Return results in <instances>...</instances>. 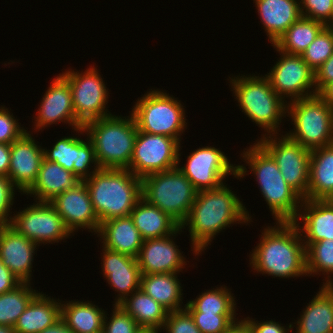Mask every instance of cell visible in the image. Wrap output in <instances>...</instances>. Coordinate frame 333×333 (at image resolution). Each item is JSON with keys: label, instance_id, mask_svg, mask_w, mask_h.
Instances as JSON below:
<instances>
[{"label": "cell", "instance_id": "c3c4849f", "mask_svg": "<svg viewBox=\"0 0 333 333\" xmlns=\"http://www.w3.org/2000/svg\"><path fill=\"white\" fill-rule=\"evenodd\" d=\"M11 144L0 143V175L8 176Z\"/></svg>", "mask_w": 333, "mask_h": 333}, {"label": "cell", "instance_id": "ee69618b", "mask_svg": "<svg viewBox=\"0 0 333 333\" xmlns=\"http://www.w3.org/2000/svg\"><path fill=\"white\" fill-rule=\"evenodd\" d=\"M162 329L166 333H202L186 309L169 312Z\"/></svg>", "mask_w": 333, "mask_h": 333}, {"label": "cell", "instance_id": "7c38bea8", "mask_svg": "<svg viewBox=\"0 0 333 333\" xmlns=\"http://www.w3.org/2000/svg\"><path fill=\"white\" fill-rule=\"evenodd\" d=\"M178 151L177 168L190 180L197 191L215 189L225 183V179L237 175V164L230 162L220 148L201 146L187 156L184 166L181 162V149Z\"/></svg>", "mask_w": 333, "mask_h": 333}, {"label": "cell", "instance_id": "d4e9b609", "mask_svg": "<svg viewBox=\"0 0 333 333\" xmlns=\"http://www.w3.org/2000/svg\"><path fill=\"white\" fill-rule=\"evenodd\" d=\"M297 319L296 333H333V286L321 285Z\"/></svg>", "mask_w": 333, "mask_h": 333}, {"label": "cell", "instance_id": "52a82bcc", "mask_svg": "<svg viewBox=\"0 0 333 333\" xmlns=\"http://www.w3.org/2000/svg\"><path fill=\"white\" fill-rule=\"evenodd\" d=\"M138 97L130 111L138 131L169 136L181 144V137L187 129L185 106L165 90L149 89Z\"/></svg>", "mask_w": 333, "mask_h": 333}, {"label": "cell", "instance_id": "83f0119b", "mask_svg": "<svg viewBox=\"0 0 333 333\" xmlns=\"http://www.w3.org/2000/svg\"><path fill=\"white\" fill-rule=\"evenodd\" d=\"M61 317V300L39 292L19 316L16 333H39Z\"/></svg>", "mask_w": 333, "mask_h": 333}, {"label": "cell", "instance_id": "f5cc1de1", "mask_svg": "<svg viewBox=\"0 0 333 333\" xmlns=\"http://www.w3.org/2000/svg\"><path fill=\"white\" fill-rule=\"evenodd\" d=\"M162 329L160 328H145V327H140V329L136 333H160Z\"/></svg>", "mask_w": 333, "mask_h": 333}, {"label": "cell", "instance_id": "30bf717a", "mask_svg": "<svg viewBox=\"0 0 333 333\" xmlns=\"http://www.w3.org/2000/svg\"><path fill=\"white\" fill-rule=\"evenodd\" d=\"M97 67L93 64L84 72L70 68L60 73L68 81L72 92L76 129L90 121L112 115L107 109L110 93Z\"/></svg>", "mask_w": 333, "mask_h": 333}, {"label": "cell", "instance_id": "3957f363", "mask_svg": "<svg viewBox=\"0 0 333 333\" xmlns=\"http://www.w3.org/2000/svg\"><path fill=\"white\" fill-rule=\"evenodd\" d=\"M240 158L245 163L237 164V175L234 178H245L249 172L246 168L248 166L274 220L293 222L298 216L303 198L286 183L272 156L256 141L243 149Z\"/></svg>", "mask_w": 333, "mask_h": 333}, {"label": "cell", "instance_id": "7a4b0ae2", "mask_svg": "<svg viewBox=\"0 0 333 333\" xmlns=\"http://www.w3.org/2000/svg\"><path fill=\"white\" fill-rule=\"evenodd\" d=\"M261 232L259 243L249 254V265L258 274L273 278L307 276L306 248L293 222H275Z\"/></svg>", "mask_w": 333, "mask_h": 333}, {"label": "cell", "instance_id": "603a6c76", "mask_svg": "<svg viewBox=\"0 0 333 333\" xmlns=\"http://www.w3.org/2000/svg\"><path fill=\"white\" fill-rule=\"evenodd\" d=\"M293 223L298 227L306 249L312 243L332 240L333 199H303L298 216Z\"/></svg>", "mask_w": 333, "mask_h": 333}, {"label": "cell", "instance_id": "44dd1931", "mask_svg": "<svg viewBox=\"0 0 333 333\" xmlns=\"http://www.w3.org/2000/svg\"><path fill=\"white\" fill-rule=\"evenodd\" d=\"M102 275L111 288L118 293L114 304L121 303L127 296L140 289L141 271L137 258L102 248Z\"/></svg>", "mask_w": 333, "mask_h": 333}, {"label": "cell", "instance_id": "4fadbf2b", "mask_svg": "<svg viewBox=\"0 0 333 333\" xmlns=\"http://www.w3.org/2000/svg\"><path fill=\"white\" fill-rule=\"evenodd\" d=\"M14 212L10 226L38 246L59 243L73 235L49 202L34 201Z\"/></svg>", "mask_w": 333, "mask_h": 333}, {"label": "cell", "instance_id": "5b68a950", "mask_svg": "<svg viewBox=\"0 0 333 333\" xmlns=\"http://www.w3.org/2000/svg\"><path fill=\"white\" fill-rule=\"evenodd\" d=\"M74 131L92 142L100 168L129 169L138 132L130 111L128 116L112 114L90 121Z\"/></svg>", "mask_w": 333, "mask_h": 333}, {"label": "cell", "instance_id": "d6986e66", "mask_svg": "<svg viewBox=\"0 0 333 333\" xmlns=\"http://www.w3.org/2000/svg\"><path fill=\"white\" fill-rule=\"evenodd\" d=\"M34 117V133L61 122L69 124L68 127H72V130L76 129L72 92L68 81L61 74L52 79Z\"/></svg>", "mask_w": 333, "mask_h": 333}, {"label": "cell", "instance_id": "f6af8a7d", "mask_svg": "<svg viewBox=\"0 0 333 333\" xmlns=\"http://www.w3.org/2000/svg\"><path fill=\"white\" fill-rule=\"evenodd\" d=\"M244 320L248 323L251 333H289L293 330L292 323L287 326L272 319L261 322L248 316Z\"/></svg>", "mask_w": 333, "mask_h": 333}, {"label": "cell", "instance_id": "4dcf8cb0", "mask_svg": "<svg viewBox=\"0 0 333 333\" xmlns=\"http://www.w3.org/2000/svg\"><path fill=\"white\" fill-rule=\"evenodd\" d=\"M84 301L61 300L60 318L74 333L103 332L106 311L92 301Z\"/></svg>", "mask_w": 333, "mask_h": 333}, {"label": "cell", "instance_id": "484cf974", "mask_svg": "<svg viewBox=\"0 0 333 333\" xmlns=\"http://www.w3.org/2000/svg\"><path fill=\"white\" fill-rule=\"evenodd\" d=\"M97 237H100L101 247L135 258L144 241L130 215L102 222Z\"/></svg>", "mask_w": 333, "mask_h": 333}, {"label": "cell", "instance_id": "f907efd6", "mask_svg": "<svg viewBox=\"0 0 333 333\" xmlns=\"http://www.w3.org/2000/svg\"><path fill=\"white\" fill-rule=\"evenodd\" d=\"M39 333H74L68 328L64 321L60 318L52 326L45 328L42 332Z\"/></svg>", "mask_w": 333, "mask_h": 333}, {"label": "cell", "instance_id": "7bdbcfd3", "mask_svg": "<svg viewBox=\"0 0 333 333\" xmlns=\"http://www.w3.org/2000/svg\"><path fill=\"white\" fill-rule=\"evenodd\" d=\"M16 190L21 193L8 176L0 175V226L10 225L13 216L11 210L15 201L14 197L17 194L15 193Z\"/></svg>", "mask_w": 333, "mask_h": 333}, {"label": "cell", "instance_id": "7402d4cb", "mask_svg": "<svg viewBox=\"0 0 333 333\" xmlns=\"http://www.w3.org/2000/svg\"><path fill=\"white\" fill-rule=\"evenodd\" d=\"M38 247L10 225L0 226V259L22 283H32V262Z\"/></svg>", "mask_w": 333, "mask_h": 333}, {"label": "cell", "instance_id": "bcb514c9", "mask_svg": "<svg viewBox=\"0 0 333 333\" xmlns=\"http://www.w3.org/2000/svg\"><path fill=\"white\" fill-rule=\"evenodd\" d=\"M317 94L333 82V54L314 72Z\"/></svg>", "mask_w": 333, "mask_h": 333}, {"label": "cell", "instance_id": "9a60e30c", "mask_svg": "<svg viewBox=\"0 0 333 333\" xmlns=\"http://www.w3.org/2000/svg\"><path fill=\"white\" fill-rule=\"evenodd\" d=\"M271 46L280 55L269 73L265 74L273 90L286 103L317 94L315 73L302 56L286 54L279 51L274 45Z\"/></svg>", "mask_w": 333, "mask_h": 333}, {"label": "cell", "instance_id": "e0dca14e", "mask_svg": "<svg viewBox=\"0 0 333 333\" xmlns=\"http://www.w3.org/2000/svg\"><path fill=\"white\" fill-rule=\"evenodd\" d=\"M85 140L74 135L57 139L51 149L43 148L44 158L58 163L84 181L100 169L92 142L88 137Z\"/></svg>", "mask_w": 333, "mask_h": 333}, {"label": "cell", "instance_id": "f1b7e54d", "mask_svg": "<svg viewBox=\"0 0 333 333\" xmlns=\"http://www.w3.org/2000/svg\"><path fill=\"white\" fill-rule=\"evenodd\" d=\"M333 199V144L310 153L307 200Z\"/></svg>", "mask_w": 333, "mask_h": 333}, {"label": "cell", "instance_id": "4316f807", "mask_svg": "<svg viewBox=\"0 0 333 333\" xmlns=\"http://www.w3.org/2000/svg\"><path fill=\"white\" fill-rule=\"evenodd\" d=\"M80 182L81 180L71 171L43 158L36 181L25 194L33 197L34 201L50 202Z\"/></svg>", "mask_w": 333, "mask_h": 333}, {"label": "cell", "instance_id": "d6a6232c", "mask_svg": "<svg viewBox=\"0 0 333 333\" xmlns=\"http://www.w3.org/2000/svg\"><path fill=\"white\" fill-rule=\"evenodd\" d=\"M120 305L140 327L160 328L165 325L169 311L141 289L127 296Z\"/></svg>", "mask_w": 333, "mask_h": 333}, {"label": "cell", "instance_id": "8d00e7d4", "mask_svg": "<svg viewBox=\"0 0 333 333\" xmlns=\"http://www.w3.org/2000/svg\"><path fill=\"white\" fill-rule=\"evenodd\" d=\"M306 271L308 277L326 275L322 285L333 286V239L312 243L306 249Z\"/></svg>", "mask_w": 333, "mask_h": 333}, {"label": "cell", "instance_id": "8fae6325", "mask_svg": "<svg viewBox=\"0 0 333 333\" xmlns=\"http://www.w3.org/2000/svg\"><path fill=\"white\" fill-rule=\"evenodd\" d=\"M256 141L275 160L286 183L307 199L311 151L286 134L268 135Z\"/></svg>", "mask_w": 333, "mask_h": 333}, {"label": "cell", "instance_id": "b9f144b4", "mask_svg": "<svg viewBox=\"0 0 333 333\" xmlns=\"http://www.w3.org/2000/svg\"><path fill=\"white\" fill-rule=\"evenodd\" d=\"M18 121L9 108L0 105V143L12 144L27 131Z\"/></svg>", "mask_w": 333, "mask_h": 333}, {"label": "cell", "instance_id": "74e56055", "mask_svg": "<svg viewBox=\"0 0 333 333\" xmlns=\"http://www.w3.org/2000/svg\"><path fill=\"white\" fill-rule=\"evenodd\" d=\"M333 54V26H326L301 54L315 72Z\"/></svg>", "mask_w": 333, "mask_h": 333}, {"label": "cell", "instance_id": "e575fe53", "mask_svg": "<svg viewBox=\"0 0 333 333\" xmlns=\"http://www.w3.org/2000/svg\"><path fill=\"white\" fill-rule=\"evenodd\" d=\"M231 290L225 285L213 287L187 301L185 309L189 313H236L238 303Z\"/></svg>", "mask_w": 333, "mask_h": 333}, {"label": "cell", "instance_id": "8992f818", "mask_svg": "<svg viewBox=\"0 0 333 333\" xmlns=\"http://www.w3.org/2000/svg\"><path fill=\"white\" fill-rule=\"evenodd\" d=\"M229 87L240 110L251 122L264 130L260 136L281 134L282 119L287 116V103L271 87L265 75L254 73L229 76ZM280 132V133H279Z\"/></svg>", "mask_w": 333, "mask_h": 333}, {"label": "cell", "instance_id": "ba28073f", "mask_svg": "<svg viewBox=\"0 0 333 333\" xmlns=\"http://www.w3.org/2000/svg\"><path fill=\"white\" fill-rule=\"evenodd\" d=\"M293 129L286 135L312 151L333 144L332 109L318 95L287 102Z\"/></svg>", "mask_w": 333, "mask_h": 333}, {"label": "cell", "instance_id": "7dc6e473", "mask_svg": "<svg viewBox=\"0 0 333 333\" xmlns=\"http://www.w3.org/2000/svg\"><path fill=\"white\" fill-rule=\"evenodd\" d=\"M21 283L22 282L3 265L2 260L0 259V294L15 289Z\"/></svg>", "mask_w": 333, "mask_h": 333}, {"label": "cell", "instance_id": "60d3db41", "mask_svg": "<svg viewBox=\"0 0 333 333\" xmlns=\"http://www.w3.org/2000/svg\"><path fill=\"white\" fill-rule=\"evenodd\" d=\"M300 11L303 17L333 26L332 0H300Z\"/></svg>", "mask_w": 333, "mask_h": 333}, {"label": "cell", "instance_id": "836d02e7", "mask_svg": "<svg viewBox=\"0 0 333 333\" xmlns=\"http://www.w3.org/2000/svg\"><path fill=\"white\" fill-rule=\"evenodd\" d=\"M325 27L326 25L320 21L301 16L274 46L283 53L301 55Z\"/></svg>", "mask_w": 333, "mask_h": 333}, {"label": "cell", "instance_id": "d590c367", "mask_svg": "<svg viewBox=\"0 0 333 333\" xmlns=\"http://www.w3.org/2000/svg\"><path fill=\"white\" fill-rule=\"evenodd\" d=\"M32 283H21L15 289L0 294V325L13 326L32 299L39 293Z\"/></svg>", "mask_w": 333, "mask_h": 333}, {"label": "cell", "instance_id": "1f68e13d", "mask_svg": "<svg viewBox=\"0 0 333 333\" xmlns=\"http://www.w3.org/2000/svg\"><path fill=\"white\" fill-rule=\"evenodd\" d=\"M130 216L144 240L169 236L181 227L169 215L144 198L137 202Z\"/></svg>", "mask_w": 333, "mask_h": 333}, {"label": "cell", "instance_id": "9c48e42d", "mask_svg": "<svg viewBox=\"0 0 333 333\" xmlns=\"http://www.w3.org/2000/svg\"><path fill=\"white\" fill-rule=\"evenodd\" d=\"M141 181L142 198L157 206L181 226L187 219L198 192L190 180L175 167L147 175Z\"/></svg>", "mask_w": 333, "mask_h": 333}, {"label": "cell", "instance_id": "f35d334b", "mask_svg": "<svg viewBox=\"0 0 333 333\" xmlns=\"http://www.w3.org/2000/svg\"><path fill=\"white\" fill-rule=\"evenodd\" d=\"M202 333H224L239 318L238 313H190Z\"/></svg>", "mask_w": 333, "mask_h": 333}, {"label": "cell", "instance_id": "ab89813d", "mask_svg": "<svg viewBox=\"0 0 333 333\" xmlns=\"http://www.w3.org/2000/svg\"><path fill=\"white\" fill-rule=\"evenodd\" d=\"M112 309L110 317H108L109 314L106 311L103 333H136L140 329L135 319L120 305L113 304Z\"/></svg>", "mask_w": 333, "mask_h": 333}, {"label": "cell", "instance_id": "ffe728a7", "mask_svg": "<svg viewBox=\"0 0 333 333\" xmlns=\"http://www.w3.org/2000/svg\"><path fill=\"white\" fill-rule=\"evenodd\" d=\"M32 136V132L26 131L10 149L8 177L24 195L34 185L44 158L42 145H38Z\"/></svg>", "mask_w": 333, "mask_h": 333}, {"label": "cell", "instance_id": "cb8c5ba5", "mask_svg": "<svg viewBox=\"0 0 333 333\" xmlns=\"http://www.w3.org/2000/svg\"><path fill=\"white\" fill-rule=\"evenodd\" d=\"M271 45L302 15L300 0H253Z\"/></svg>", "mask_w": 333, "mask_h": 333}, {"label": "cell", "instance_id": "6da1fadb", "mask_svg": "<svg viewBox=\"0 0 333 333\" xmlns=\"http://www.w3.org/2000/svg\"><path fill=\"white\" fill-rule=\"evenodd\" d=\"M227 185L223 183L215 189L198 191L189 215L181 225V229L189 232L194 256L202 255L213 238L226 228L253 222L241 199Z\"/></svg>", "mask_w": 333, "mask_h": 333}, {"label": "cell", "instance_id": "681fc988", "mask_svg": "<svg viewBox=\"0 0 333 333\" xmlns=\"http://www.w3.org/2000/svg\"><path fill=\"white\" fill-rule=\"evenodd\" d=\"M224 333H251L248 323L240 318L233 323Z\"/></svg>", "mask_w": 333, "mask_h": 333}, {"label": "cell", "instance_id": "db71d44e", "mask_svg": "<svg viewBox=\"0 0 333 333\" xmlns=\"http://www.w3.org/2000/svg\"><path fill=\"white\" fill-rule=\"evenodd\" d=\"M0 333H16V330L13 326L0 325Z\"/></svg>", "mask_w": 333, "mask_h": 333}, {"label": "cell", "instance_id": "816d5d0a", "mask_svg": "<svg viewBox=\"0 0 333 333\" xmlns=\"http://www.w3.org/2000/svg\"><path fill=\"white\" fill-rule=\"evenodd\" d=\"M318 95L326 102V104L333 109V82L326 85Z\"/></svg>", "mask_w": 333, "mask_h": 333}, {"label": "cell", "instance_id": "2e32d148", "mask_svg": "<svg viewBox=\"0 0 333 333\" xmlns=\"http://www.w3.org/2000/svg\"><path fill=\"white\" fill-rule=\"evenodd\" d=\"M182 232L180 227L169 236L143 241L137 257L141 274L180 273L186 268V262L189 261L175 241L176 236Z\"/></svg>", "mask_w": 333, "mask_h": 333}, {"label": "cell", "instance_id": "5bb4252c", "mask_svg": "<svg viewBox=\"0 0 333 333\" xmlns=\"http://www.w3.org/2000/svg\"><path fill=\"white\" fill-rule=\"evenodd\" d=\"M180 143L172 137L137 132L129 170L140 179L177 167Z\"/></svg>", "mask_w": 333, "mask_h": 333}, {"label": "cell", "instance_id": "277c9868", "mask_svg": "<svg viewBox=\"0 0 333 333\" xmlns=\"http://www.w3.org/2000/svg\"><path fill=\"white\" fill-rule=\"evenodd\" d=\"M84 182L100 224L129 216L142 198V181L129 169L100 168Z\"/></svg>", "mask_w": 333, "mask_h": 333}, {"label": "cell", "instance_id": "11a10c76", "mask_svg": "<svg viewBox=\"0 0 333 333\" xmlns=\"http://www.w3.org/2000/svg\"><path fill=\"white\" fill-rule=\"evenodd\" d=\"M332 129H333V109H332Z\"/></svg>", "mask_w": 333, "mask_h": 333}, {"label": "cell", "instance_id": "f546056e", "mask_svg": "<svg viewBox=\"0 0 333 333\" xmlns=\"http://www.w3.org/2000/svg\"><path fill=\"white\" fill-rule=\"evenodd\" d=\"M180 273L142 274L140 289L169 312L185 309ZM183 304V305H182Z\"/></svg>", "mask_w": 333, "mask_h": 333}, {"label": "cell", "instance_id": "ac0fdd59", "mask_svg": "<svg viewBox=\"0 0 333 333\" xmlns=\"http://www.w3.org/2000/svg\"><path fill=\"white\" fill-rule=\"evenodd\" d=\"M64 220L73 234L86 229L93 235L98 233L100 221L94 211L86 184L81 181L74 188L57 195L49 202ZM75 232V233H74Z\"/></svg>", "mask_w": 333, "mask_h": 333}]
</instances>
